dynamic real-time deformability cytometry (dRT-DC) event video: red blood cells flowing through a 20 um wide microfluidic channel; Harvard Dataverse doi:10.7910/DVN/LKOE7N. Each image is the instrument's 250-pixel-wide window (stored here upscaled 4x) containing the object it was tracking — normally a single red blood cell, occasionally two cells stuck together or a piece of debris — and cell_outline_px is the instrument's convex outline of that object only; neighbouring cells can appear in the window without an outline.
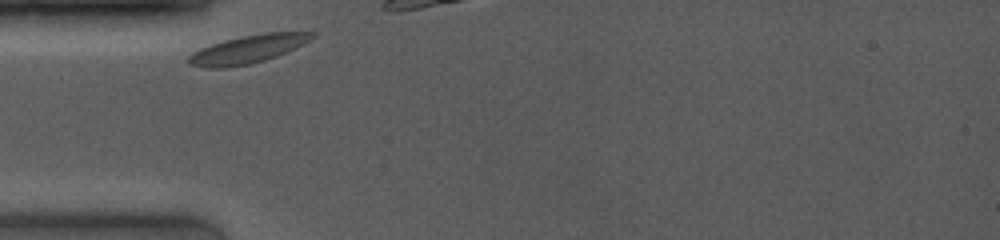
{"species": "common noctule bat (a hibernating species)", "species_latin": "Nyctalus noctula", "temperature_condition": "room temperature", "stored_images_in_passage": 17, "camera_frame_rate_fps": 4000, "um_per_image_px": 0.085, "animal": {"sex": "female", "body_mass_g": 19.0, "forearm_length_mm": 53.3}, "frame": {"image": 1, "passage_image": 1, "time_ms": 0.0, "image_size_px": [1000, 240], "cell_outline_px": [[316, 36], [276, 56], [264, 60], [248, 64], [224, 68], [204, 68], [188, 64], [188, 56], [192, 52], [200, 48], [224, 40], [240, 36], [264, 32], [316, 32]], "centroid_in_image_um": [20.99, 4.18], "position_along_channel_um": 64.0, "area_um2": 20.0}}
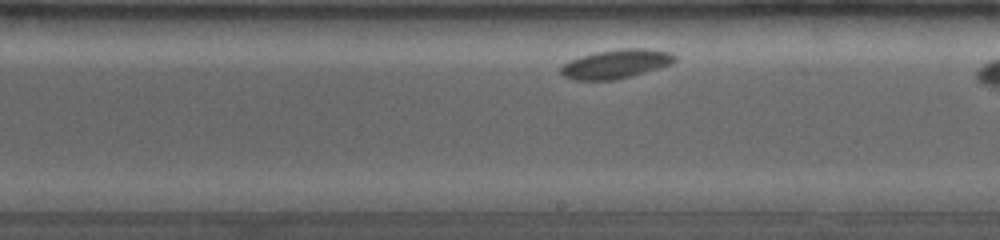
{"frame": {"image": 2, "passage_image": 15, "time_ms": 5.0, "image_size_px": [1000, 240], "cell_outline_px": [[676, 60], [672, 64], [660, 68], [632, 76], [612, 80], [572, 80], [564, 76], [560, 72], [560, 68], [568, 60], [580, 56], [596, 52], [620, 48], [648, 48], [672, 52], [676, 56]], "centroid_in_image_um": [52.38, 5.42], "position_along_channel_um": 236.6, "area_um2": 19.54}}